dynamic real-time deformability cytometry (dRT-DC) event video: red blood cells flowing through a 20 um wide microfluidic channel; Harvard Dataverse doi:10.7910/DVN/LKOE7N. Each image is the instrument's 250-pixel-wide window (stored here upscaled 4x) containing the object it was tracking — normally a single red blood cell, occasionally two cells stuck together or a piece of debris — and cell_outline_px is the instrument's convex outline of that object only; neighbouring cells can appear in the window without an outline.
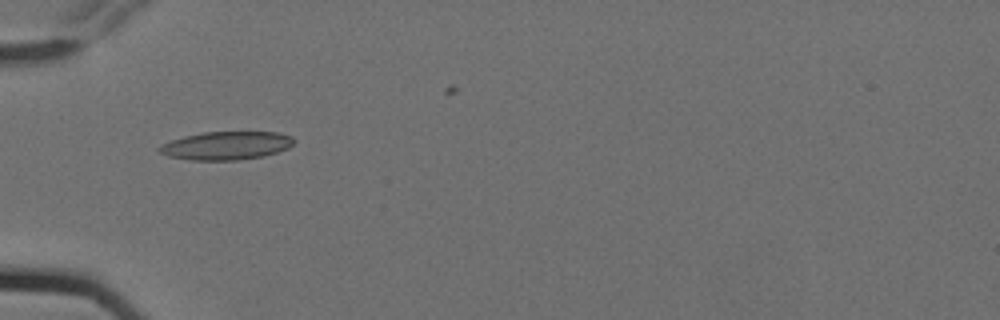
{"species": "Egyptian fruit bat (a non-hibernating species)", "species_latin": "Rousettus aegyptiacus", "temperature_condition": "cold", "stored_images_in_passage": 6, "camera_frame_rate_fps": 3000, "um_per_image_px": 0.085, "animal": {"sex": "female"}, "frame": {"image": 1, "passage_image": 5, "time_ms": 1.333, "image_size_px": [1000, 320], "cell_outline_px": [[296, 140], [288, 148], [264, 156], [236, 160], [192, 160], [168, 156], [160, 152], [156, 148], [160, 144], [184, 136], [204, 132], [280, 132], [292, 136]], "centroid_in_image_um": [19.23, 12.37], "position_along_channel_um": 65.8, "area_um2": 22.2}}
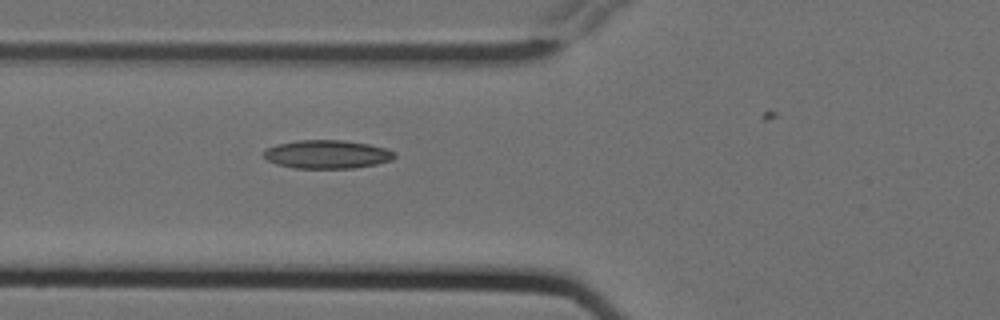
{"frame": {"image": 2, "passage_image": 6, "time_ms": 1.667, "image_size_px": [1000, 320], "cell_outline_px": [[396, 156], [392, 160], [376, 164], [356, 168], [292, 168], [276, 164], [268, 160], [264, 156], [264, 148], [276, 144], [296, 140], [344, 140], [368, 144], [388, 148], [396, 152]], "centroid_in_image_um": [27.81, 13.11], "position_along_channel_um": 98.0, "area_um2": 21.96}}